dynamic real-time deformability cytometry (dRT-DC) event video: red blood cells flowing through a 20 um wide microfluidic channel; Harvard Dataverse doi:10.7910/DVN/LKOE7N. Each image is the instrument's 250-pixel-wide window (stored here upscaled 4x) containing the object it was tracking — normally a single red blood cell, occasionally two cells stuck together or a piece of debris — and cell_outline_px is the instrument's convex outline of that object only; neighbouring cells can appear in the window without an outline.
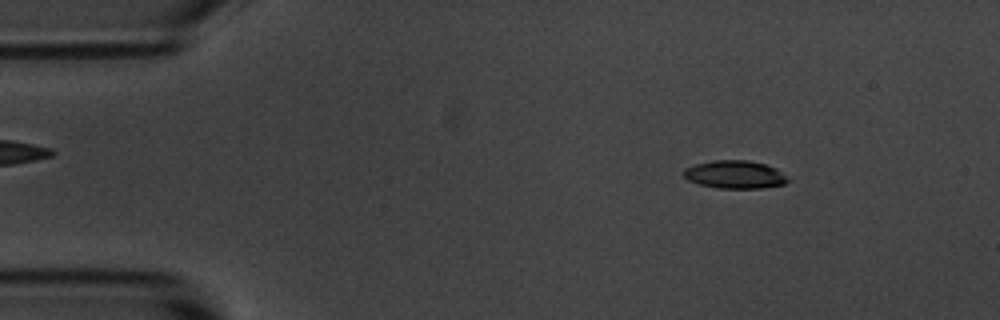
{"species": "common noctule bat (a hibernating species)", "species_latin": "Nyctalus noctula", "temperature_condition": "room temperature", "stored_images_in_passage": 14, "camera_frame_rate_fps": 3000, "um_per_image_px": 0.085, "animal": {"sex": "male", "body_mass_g": 20.1, "forearm_length_mm": 53.5}, "frame": {"image": 1, "passage_image": 2, "time_ms": 1.333, "image_size_px": [1000, 320], "cell_outline_px": [[788, 180], [784, 184], [760, 188], [720, 188], [700, 184], [688, 180], [680, 172], [684, 168], [696, 164], [712, 160], [748, 160], [764, 164], [776, 168]], "centroid_in_image_um": [62.4, 14.82], "position_along_channel_um": 22.6, "area_um2": 16.82}}
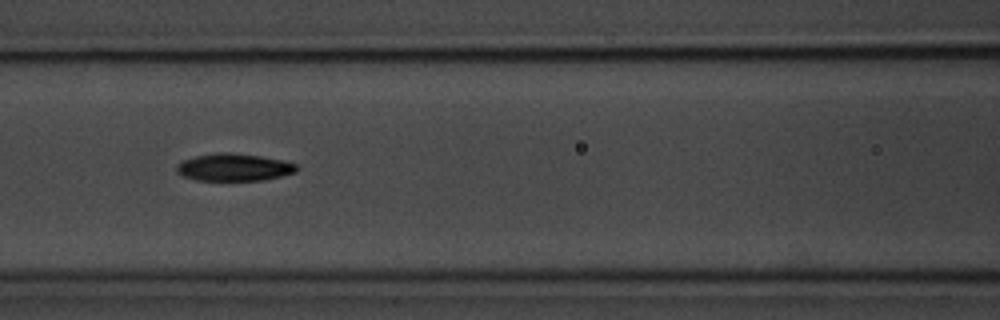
{"frame": {"image": 2, "passage_image": 6, "time_ms": 6.667, "image_size_px": [1000, 320], "cell_outline_px": [[300, 168], [296, 172], [264, 180], [196, 180], [184, 176], [176, 172], [176, 164], [184, 160], [196, 156], [216, 152], [232, 152], [260, 156], [284, 160], [296, 164]], "centroid_in_image_um": [19.9, 14.21], "position_along_channel_um": 146.7, "area_um2": 19.25}}
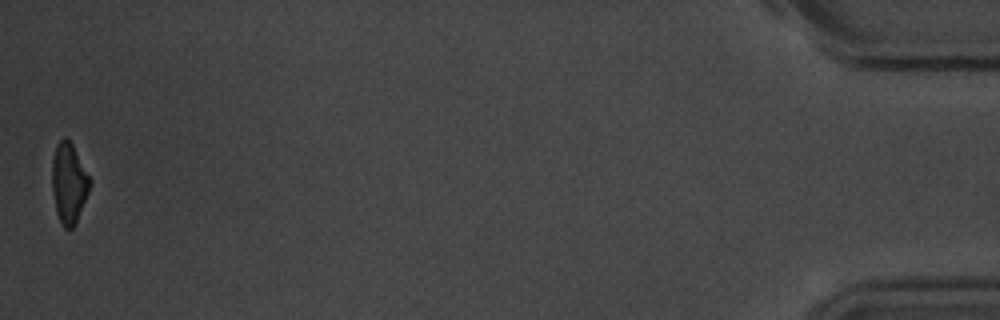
{"frame": {"image": 3, "passage_image": 14, "time_ms": 17.0, "image_size_px": [1000, 320], "cell_outline_px": [[92, 184], [76, 224], [72, 228], [64, 228], [56, 212], [52, 192], [52, 160], [56, 144], [64, 136], [72, 144], [92, 180]], "centroid_in_image_um": [5.86, 15.57], "position_along_channel_um": 429.3, "area_um2": 17.86}, "authors_computed_cell_mechanics": {"area_um2": 18.9295, "velocity_mm_per_s": 3.6488, "shape_relaxation_time_tau1_ms": 3.112, "shape_relaxation_time_tau2_ms": null, "deformation_change_tau1": 0.1056, "deformation_change_tau2": null}}